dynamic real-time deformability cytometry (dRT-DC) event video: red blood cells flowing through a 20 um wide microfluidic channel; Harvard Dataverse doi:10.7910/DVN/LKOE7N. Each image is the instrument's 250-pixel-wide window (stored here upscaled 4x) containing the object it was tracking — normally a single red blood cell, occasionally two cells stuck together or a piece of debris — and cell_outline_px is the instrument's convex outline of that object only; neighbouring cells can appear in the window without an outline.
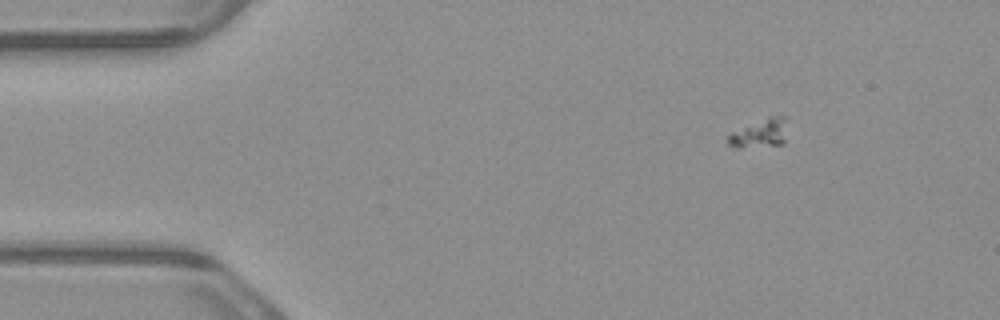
{"species": "common noctule bat (a hibernating species)", "species_latin": "Nyctalus noctula", "temperature_condition": "warm", "stored_images_in_passage": 5, "camera_frame_rate_fps": 3000, "um_per_image_px": 0.085, "animal": {"sex": "male", "body_mass_g": 23.1, "forearm_length_mm": 52.7}, "frame": {"image": 1, "passage_image": 2, "time_ms": 0.333, "image_size_px": [1000, 320], "cell_outline_px": [[788, 116], [784, 144], [740, 148], [736, 148], [728, 144], [728, 136], [732, 132], [768, 116]], "centroid_in_image_um": [64.64, 11.32], "position_along_channel_um": 20.4, "area_um2": 10.0}}
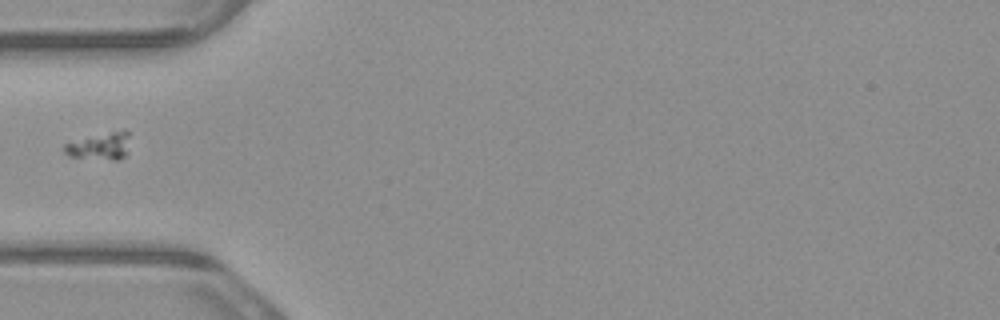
{"frame": {"image": 2, "passage_image": 5, "time_ms": 1.333, "image_size_px": [1000, 320], "cell_outline_px": [[128, 152], [120, 160], [112, 160], [68, 156], [64, 152], [64, 144], [124, 128], [128, 132]], "centroid_in_image_um": [8.55, 12.43], "position_along_channel_um": 76.5, "area_um2": 10.23}}